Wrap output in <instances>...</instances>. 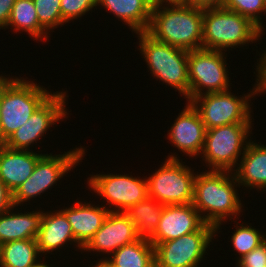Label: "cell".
<instances>
[{"label":"cell","instance_id":"6da1fadb","mask_svg":"<svg viewBox=\"0 0 266 267\" xmlns=\"http://www.w3.org/2000/svg\"><path fill=\"white\" fill-rule=\"evenodd\" d=\"M237 186L240 187L231 171L208 170L200 174L197 171L192 204L206 223L216 227V234L222 222L241 215L243 205Z\"/></svg>","mask_w":266,"mask_h":267},{"label":"cell","instance_id":"7a4b0ae2","mask_svg":"<svg viewBox=\"0 0 266 267\" xmlns=\"http://www.w3.org/2000/svg\"><path fill=\"white\" fill-rule=\"evenodd\" d=\"M202 26L203 9L184 3L163 4L152 8L146 32L157 41L192 51L202 48Z\"/></svg>","mask_w":266,"mask_h":267},{"label":"cell","instance_id":"3957f363","mask_svg":"<svg viewBox=\"0 0 266 267\" xmlns=\"http://www.w3.org/2000/svg\"><path fill=\"white\" fill-rule=\"evenodd\" d=\"M263 32L249 18L224 7L203 9L202 48L227 49L256 43Z\"/></svg>","mask_w":266,"mask_h":267},{"label":"cell","instance_id":"277c9868","mask_svg":"<svg viewBox=\"0 0 266 267\" xmlns=\"http://www.w3.org/2000/svg\"><path fill=\"white\" fill-rule=\"evenodd\" d=\"M23 77H11L0 87V144H3L53 93Z\"/></svg>","mask_w":266,"mask_h":267},{"label":"cell","instance_id":"5b68a950","mask_svg":"<svg viewBox=\"0 0 266 267\" xmlns=\"http://www.w3.org/2000/svg\"><path fill=\"white\" fill-rule=\"evenodd\" d=\"M139 51L154 78L178 90L189 102L188 51L155 40L145 32L136 33Z\"/></svg>","mask_w":266,"mask_h":267},{"label":"cell","instance_id":"8992f818","mask_svg":"<svg viewBox=\"0 0 266 267\" xmlns=\"http://www.w3.org/2000/svg\"><path fill=\"white\" fill-rule=\"evenodd\" d=\"M250 93L237 97L231 89L205 93L189 102L198 111L206 130L228 124H253L250 98L259 94L258 81Z\"/></svg>","mask_w":266,"mask_h":267},{"label":"cell","instance_id":"52a82bcc","mask_svg":"<svg viewBox=\"0 0 266 267\" xmlns=\"http://www.w3.org/2000/svg\"><path fill=\"white\" fill-rule=\"evenodd\" d=\"M252 125L228 124L206 130L201 158L208 170L233 172L238 167L240 155L250 141L249 134H253Z\"/></svg>","mask_w":266,"mask_h":267},{"label":"cell","instance_id":"ba28073f","mask_svg":"<svg viewBox=\"0 0 266 267\" xmlns=\"http://www.w3.org/2000/svg\"><path fill=\"white\" fill-rule=\"evenodd\" d=\"M181 160V161H180ZM196 173L177 155H168L158 170L147 178L148 197L163 205H184L193 202Z\"/></svg>","mask_w":266,"mask_h":267},{"label":"cell","instance_id":"9c48e42d","mask_svg":"<svg viewBox=\"0 0 266 267\" xmlns=\"http://www.w3.org/2000/svg\"><path fill=\"white\" fill-rule=\"evenodd\" d=\"M85 148L80 145L64 154H44L36 163L32 175L12 194L16 207L44 194L84 158Z\"/></svg>","mask_w":266,"mask_h":267},{"label":"cell","instance_id":"30bf717a","mask_svg":"<svg viewBox=\"0 0 266 267\" xmlns=\"http://www.w3.org/2000/svg\"><path fill=\"white\" fill-rule=\"evenodd\" d=\"M224 54L227 55L224 51L203 48L188 51L189 101L205 93L231 88Z\"/></svg>","mask_w":266,"mask_h":267},{"label":"cell","instance_id":"8fae6325","mask_svg":"<svg viewBox=\"0 0 266 267\" xmlns=\"http://www.w3.org/2000/svg\"><path fill=\"white\" fill-rule=\"evenodd\" d=\"M216 227L205 223L198 231L154 246L155 267H200Z\"/></svg>","mask_w":266,"mask_h":267},{"label":"cell","instance_id":"7c38bea8","mask_svg":"<svg viewBox=\"0 0 266 267\" xmlns=\"http://www.w3.org/2000/svg\"><path fill=\"white\" fill-rule=\"evenodd\" d=\"M89 189L106 200L110 212H125L148 197L147 178L129 174H96L87 178ZM114 206V207H112ZM110 207V209H109ZM112 208V209H111Z\"/></svg>","mask_w":266,"mask_h":267},{"label":"cell","instance_id":"4fadbf2b","mask_svg":"<svg viewBox=\"0 0 266 267\" xmlns=\"http://www.w3.org/2000/svg\"><path fill=\"white\" fill-rule=\"evenodd\" d=\"M66 94V91L54 92L3 145L16 150L32 151L30 147L33 148L34 142L36 145L52 125L67 118Z\"/></svg>","mask_w":266,"mask_h":267},{"label":"cell","instance_id":"5bb4252c","mask_svg":"<svg viewBox=\"0 0 266 267\" xmlns=\"http://www.w3.org/2000/svg\"><path fill=\"white\" fill-rule=\"evenodd\" d=\"M137 235L135 225L125 212H109L102 227L82 248L85 252L95 251L110 256L120 247L135 242Z\"/></svg>","mask_w":266,"mask_h":267},{"label":"cell","instance_id":"9a60e30c","mask_svg":"<svg viewBox=\"0 0 266 267\" xmlns=\"http://www.w3.org/2000/svg\"><path fill=\"white\" fill-rule=\"evenodd\" d=\"M206 222L192 203L165 205L154 235L149 239L153 246L198 231Z\"/></svg>","mask_w":266,"mask_h":267},{"label":"cell","instance_id":"2e32d148","mask_svg":"<svg viewBox=\"0 0 266 267\" xmlns=\"http://www.w3.org/2000/svg\"><path fill=\"white\" fill-rule=\"evenodd\" d=\"M186 103L168 130L167 138L178 151L196 158L202 152L206 128L198 111L190 102Z\"/></svg>","mask_w":266,"mask_h":267},{"label":"cell","instance_id":"e0dca14e","mask_svg":"<svg viewBox=\"0 0 266 267\" xmlns=\"http://www.w3.org/2000/svg\"><path fill=\"white\" fill-rule=\"evenodd\" d=\"M44 154L0 144V181L13 194L31 175Z\"/></svg>","mask_w":266,"mask_h":267},{"label":"cell","instance_id":"ac0fdd59","mask_svg":"<svg viewBox=\"0 0 266 267\" xmlns=\"http://www.w3.org/2000/svg\"><path fill=\"white\" fill-rule=\"evenodd\" d=\"M71 225L75 240L84 247L93 235L102 227L109 214L105 205L75 202L74 206L61 209Z\"/></svg>","mask_w":266,"mask_h":267},{"label":"cell","instance_id":"d6986e66","mask_svg":"<svg viewBox=\"0 0 266 267\" xmlns=\"http://www.w3.org/2000/svg\"><path fill=\"white\" fill-rule=\"evenodd\" d=\"M38 249L41 254L56 252L59 248L66 246L68 242L75 244L82 252V246L75 240L70 223L65 214L59 210L44 212L41 229L37 236ZM66 244V245H65ZM46 252V253H45Z\"/></svg>","mask_w":266,"mask_h":267},{"label":"cell","instance_id":"ffe728a7","mask_svg":"<svg viewBox=\"0 0 266 267\" xmlns=\"http://www.w3.org/2000/svg\"><path fill=\"white\" fill-rule=\"evenodd\" d=\"M12 205L0 215V245L16 240L37 239L41 229L44 211L13 212Z\"/></svg>","mask_w":266,"mask_h":267},{"label":"cell","instance_id":"44dd1931","mask_svg":"<svg viewBox=\"0 0 266 267\" xmlns=\"http://www.w3.org/2000/svg\"><path fill=\"white\" fill-rule=\"evenodd\" d=\"M254 142L250 139L233 173L242 188L266 191V145Z\"/></svg>","mask_w":266,"mask_h":267},{"label":"cell","instance_id":"7402d4cb","mask_svg":"<svg viewBox=\"0 0 266 267\" xmlns=\"http://www.w3.org/2000/svg\"><path fill=\"white\" fill-rule=\"evenodd\" d=\"M100 5L128 25L132 32L148 30L153 8L150 0H97V6Z\"/></svg>","mask_w":266,"mask_h":267},{"label":"cell","instance_id":"603a6c76","mask_svg":"<svg viewBox=\"0 0 266 267\" xmlns=\"http://www.w3.org/2000/svg\"><path fill=\"white\" fill-rule=\"evenodd\" d=\"M100 259H106L113 267H155L154 246L145 238L124 245L112 256Z\"/></svg>","mask_w":266,"mask_h":267},{"label":"cell","instance_id":"cb8c5ba5","mask_svg":"<svg viewBox=\"0 0 266 267\" xmlns=\"http://www.w3.org/2000/svg\"><path fill=\"white\" fill-rule=\"evenodd\" d=\"M12 27L16 34L24 31L34 40L42 41L48 39V32L40 25L33 0H16L11 11L7 26ZM14 27V28H13ZM40 39V40H39Z\"/></svg>","mask_w":266,"mask_h":267},{"label":"cell","instance_id":"d4e9b609","mask_svg":"<svg viewBox=\"0 0 266 267\" xmlns=\"http://www.w3.org/2000/svg\"><path fill=\"white\" fill-rule=\"evenodd\" d=\"M164 206L155 199L147 197L125 211L140 238L150 239L154 235Z\"/></svg>","mask_w":266,"mask_h":267},{"label":"cell","instance_id":"484cf974","mask_svg":"<svg viewBox=\"0 0 266 267\" xmlns=\"http://www.w3.org/2000/svg\"><path fill=\"white\" fill-rule=\"evenodd\" d=\"M36 239L10 241L0 245L1 267H32L41 260Z\"/></svg>","mask_w":266,"mask_h":267},{"label":"cell","instance_id":"4316f807","mask_svg":"<svg viewBox=\"0 0 266 267\" xmlns=\"http://www.w3.org/2000/svg\"><path fill=\"white\" fill-rule=\"evenodd\" d=\"M236 224H239V226H235L236 230H234L230 242L238 253L239 257L237 259L239 260L263 243L266 240V234H261L262 232L248 224L244 225L245 223L240 224L239 222Z\"/></svg>","mask_w":266,"mask_h":267},{"label":"cell","instance_id":"83f0119b","mask_svg":"<svg viewBox=\"0 0 266 267\" xmlns=\"http://www.w3.org/2000/svg\"><path fill=\"white\" fill-rule=\"evenodd\" d=\"M33 2L39 23L48 33L52 29L66 24L62 19L61 0H33Z\"/></svg>","mask_w":266,"mask_h":267},{"label":"cell","instance_id":"f1b7e54d","mask_svg":"<svg viewBox=\"0 0 266 267\" xmlns=\"http://www.w3.org/2000/svg\"><path fill=\"white\" fill-rule=\"evenodd\" d=\"M222 7L249 18L262 31L265 30L260 17L263 12L266 15L263 0H222Z\"/></svg>","mask_w":266,"mask_h":267},{"label":"cell","instance_id":"f546056e","mask_svg":"<svg viewBox=\"0 0 266 267\" xmlns=\"http://www.w3.org/2000/svg\"><path fill=\"white\" fill-rule=\"evenodd\" d=\"M94 7H97V0H61L62 19L66 23L80 19Z\"/></svg>","mask_w":266,"mask_h":267},{"label":"cell","instance_id":"4dcf8cb0","mask_svg":"<svg viewBox=\"0 0 266 267\" xmlns=\"http://www.w3.org/2000/svg\"><path fill=\"white\" fill-rule=\"evenodd\" d=\"M235 265L238 267H266V240L237 260Z\"/></svg>","mask_w":266,"mask_h":267},{"label":"cell","instance_id":"1f68e13d","mask_svg":"<svg viewBox=\"0 0 266 267\" xmlns=\"http://www.w3.org/2000/svg\"><path fill=\"white\" fill-rule=\"evenodd\" d=\"M264 53L261 54V57L259 60H257L256 67V77L255 78L258 81V89L259 93H266V50H262Z\"/></svg>","mask_w":266,"mask_h":267},{"label":"cell","instance_id":"d6a6232c","mask_svg":"<svg viewBox=\"0 0 266 267\" xmlns=\"http://www.w3.org/2000/svg\"><path fill=\"white\" fill-rule=\"evenodd\" d=\"M15 1L16 0H0V29H4L7 26Z\"/></svg>","mask_w":266,"mask_h":267},{"label":"cell","instance_id":"836d02e7","mask_svg":"<svg viewBox=\"0 0 266 267\" xmlns=\"http://www.w3.org/2000/svg\"><path fill=\"white\" fill-rule=\"evenodd\" d=\"M12 205V193L0 181V215L6 212Z\"/></svg>","mask_w":266,"mask_h":267},{"label":"cell","instance_id":"e575fe53","mask_svg":"<svg viewBox=\"0 0 266 267\" xmlns=\"http://www.w3.org/2000/svg\"><path fill=\"white\" fill-rule=\"evenodd\" d=\"M183 3L201 9L222 7V0H184Z\"/></svg>","mask_w":266,"mask_h":267},{"label":"cell","instance_id":"d590c367","mask_svg":"<svg viewBox=\"0 0 266 267\" xmlns=\"http://www.w3.org/2000/svg\"><path fill=\"white\" fill-rule=\"evenodd\" d=\"M151 5L157 6V5H163L164 3L166 4H182L184 0H150Z\"/></svg>","mask_w":266,"mask_h":267},{"label":"cell","instance_id":"8d00e7d4","mask_svg":"<svg viewBox=\"0 0 266 267\" xmlns=\"http://www.w3.org/2000/svg\"><path fill=\"white\" fill-rule=\"evenodd\" d=\"M89 267H113V266L106 259H100L99 261H96L95 265Z\"/></svg>","mask_w":266,"mask_h":267},{"label":"cell","instance_id":"74e56055","mask_svg":"<svg viewBox=\"0 0 266 267\" xmlns=\"http://www.w3.org/2000/svg\"><path fill=\"white\" fill-rule=\"evenodd\" d=\"M48 262H42V261H39L36 265L32 266V267H51L49 264H46Z\"/></svg>","mask_w":266,"mask_h":267},{"label":"cell","instance_id":"f35d334b","mask_svg":"<svg viewBox=\"0 0 266 267\" xmlns=\"http://www.w3.org/2000/svg\"><path fill=\"white\" fill-rule=\"evenodd\" d=\"M9 79V77H7V75L2 76V74L0 75V87Z\"/></svg>","mask_w":266,"mask_h":267},{"label":"cell","instance_id":"ab89813d","mask_svg":"<svg viewBox=\"0 0 266 267\" xmlns=\"http://www.w3.org/2000/svg\"><path fill=\"white\" fill-rule=\"evenodd\" d=\"M263 3H264V6H265V8H266V0H263Z\"/></svg>","mask_w":266,"mask_h":267}]
</instances>
